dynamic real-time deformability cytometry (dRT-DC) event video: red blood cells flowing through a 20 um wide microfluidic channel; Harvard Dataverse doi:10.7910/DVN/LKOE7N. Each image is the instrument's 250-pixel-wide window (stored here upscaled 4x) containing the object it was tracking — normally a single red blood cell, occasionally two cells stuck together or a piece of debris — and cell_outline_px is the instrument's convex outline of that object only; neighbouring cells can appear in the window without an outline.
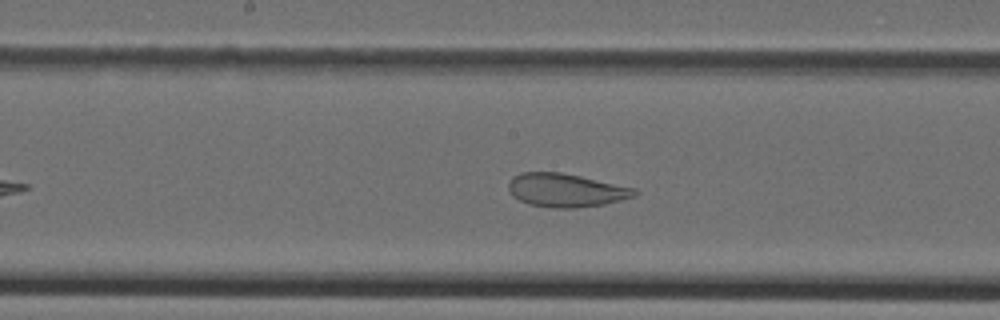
{"species": "Egyptian fruit bat (a non-hibernating species)", "species_latin": "Rousettus aegyptiacus", "temperature_condition": "cold", "stored_images_in_passage": 28, "segment_of_instrument_passage": [1, 2], "camera_frame_rate_fps": 3000, "um_per_image_px": 0.085, "animal": {"sex": "female"}, "frame": {"image": 1, "passage_image": 13, "time_ms": 4.0, "image_size_px": [1000, 320], "cell_outline_px": [[640, 192], [636, 196], [604, 204], [572, 208], [552, 208], [528, 204], [512, 196], [508, 188], [508, 184], [512, 176], [520, 172], [560, 172], [580, 176], [636, 188]], "centroid_in_image_um": [48.09, 16.16], "position_along_channel_um": 200.1, "area_um2": 24.68}}
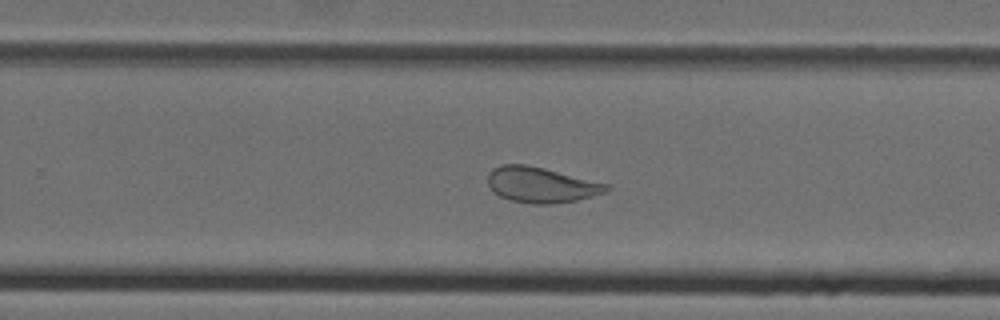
{"frame": {"image": 2, "passage_image": 19, "time_ms": 6.0, "image_size_px": [1000, 320], "cell_outline_px": [[612, 188], [608, 192], [576, 200], [552, 204], [536, 204], [512, 200], [500, 196], [492, 192], [488, 188], [488, 172], [492, 168], [504, 164], [524, 164], [544, 168], [612, 184]], "centroid_in_image_um": [46.03, 15.71], "position_along_channel_um": 283.8, "area_um2": 24.85}}
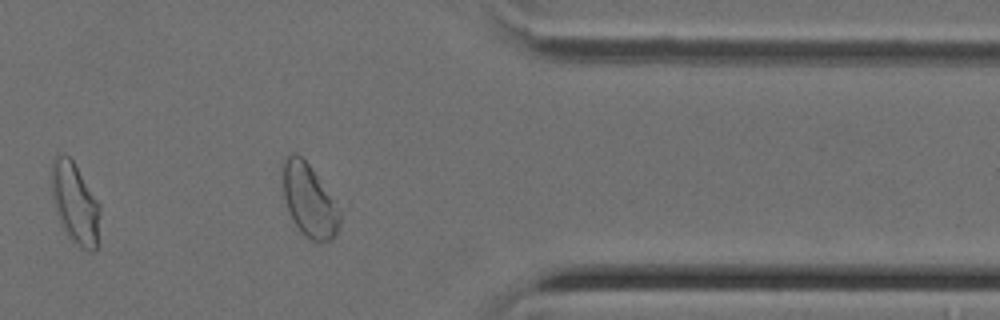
{"frame": {"image": 3, "passage_image": 27, "time_ms": 8.667, "image_size_px": [1000, 320], "cell_outline_px": [[100, 212], [96, 248], [92, 252], [88, 252], [80, 248], [68, 236], [60, 224], [52, 200], [52, 160], [56, 156], [68, 156], [72, 160], [100, 204]], "centroid_in_image_um": [6.38, 17.33], "position_along_channel_um": 405.0, "area_um2": 22.66}}